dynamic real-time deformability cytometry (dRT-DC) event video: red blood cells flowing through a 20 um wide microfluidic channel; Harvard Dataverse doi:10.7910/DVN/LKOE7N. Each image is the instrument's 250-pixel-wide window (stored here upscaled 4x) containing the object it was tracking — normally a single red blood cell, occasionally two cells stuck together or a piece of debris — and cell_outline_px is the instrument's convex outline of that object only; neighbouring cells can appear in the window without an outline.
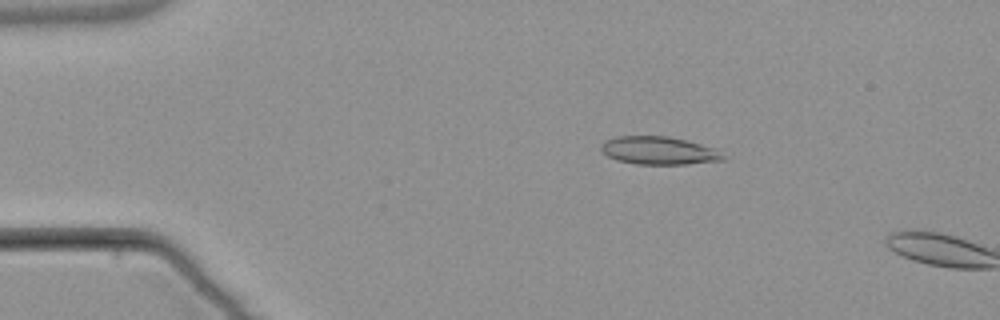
{"species": "common noctule bat (a hibernating species)", "species_latin": "Nyctalus noctula", "temperature_condition": "warm", "stored_images_in_passage": 4, "camera_frame_rate_fps": 3000, "um_per_image_px": 0.085, "animal": {"sex": "male", "body_mass_g": 21.5, "forearm_length_mm": 52.0}, "frame": {"image": 1, "passage_image": 3, "time_ms": 2.667, "image_size_px": [1000, 320], "cell_outline_px": [[728, 160], [688, 164], [636, 164], [616, 160], [608, 156], [600, 148], [600, 144], [604, 140], [616, 136], [668, 136], [688, 140], [716, 148]], "centroid_in_image_um": [56.02, 12.79], "position_along_channel_um": 29.0, "area_um2": 20.17}}